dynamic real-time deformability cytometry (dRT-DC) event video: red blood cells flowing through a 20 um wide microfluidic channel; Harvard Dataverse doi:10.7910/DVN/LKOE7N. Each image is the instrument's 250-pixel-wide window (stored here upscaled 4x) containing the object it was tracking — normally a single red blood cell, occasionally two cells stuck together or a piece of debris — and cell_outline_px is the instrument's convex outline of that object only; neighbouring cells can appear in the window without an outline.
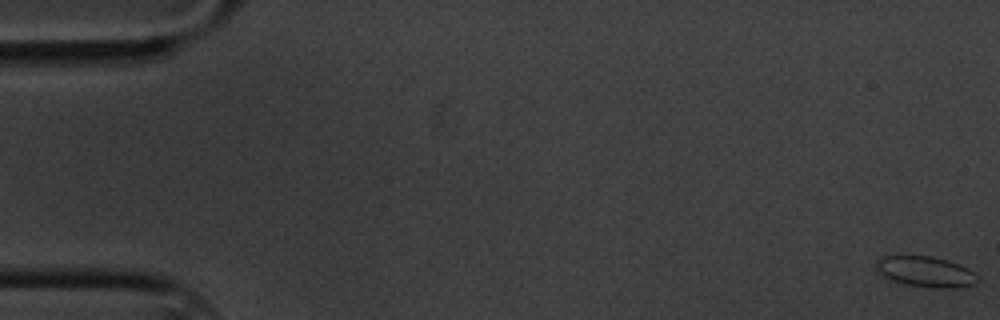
{"species": "common noctule bat (a hibernating species)", "species_latin": "Nyctalus noctula", "temperature_condition": "cold", "stored_images_in_passage": 61, "camera_frame_rate_fps": 3000, "um_per_image_px": 0.085, "animal": {"sex": "male", "body_mass_g": 20.1, "forearm_length_mm": 53.5}, "frame": {"image": 1, "passage_image": 1, "time_ms": 0.0, "image_size_px": [1000, 320], "cell_outline_px": [[980, 280], [976, 284], [952, 288], [940, 288], [908, 284], [892, 280], [880, 276], [876, 268], [876, 260], [880, 256], [932, 256], [968, 268], [980, 276]], "centroid_in_image_um": [78.67, 23.09], "position_along_channel_um": 6.3, "area_um2": 18.03}}
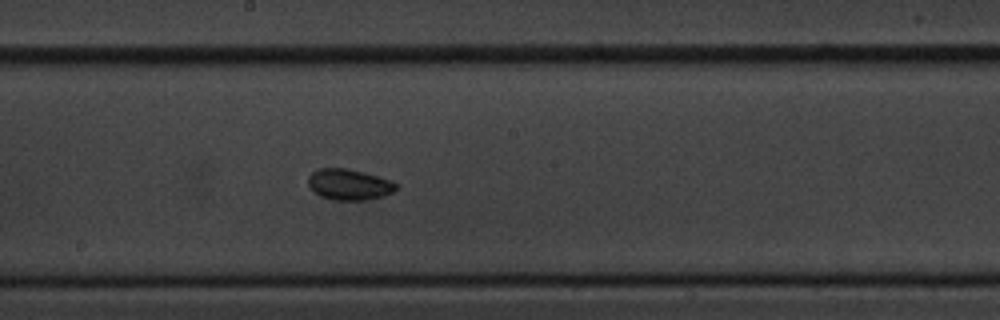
{"frame": {"image": 2, "passage_image": 33, "time_ms": 10.667, "image_size_px": [1000, 320], "cell_outline_px": [[400, 188], [384, 196], [364, 200], [332, 200], [320, 196], [308, 188], [308, 176], [316, 168], [348, 168], [392, 180], [400, 184]], "centroid_in_image_um": [29.68, 15.68], "position_along_channel_um": 218.5, "area_um2": 16.24}}
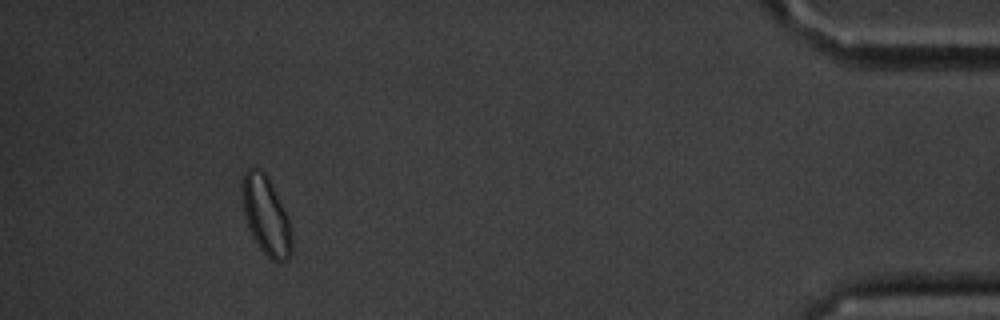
{"frame": {"image": 3, "passage_image": 56, "time_ms": 18.333, "image_size_px": [1000, 320], "cell_outline_px": [[292, 256], [288, 260], [276, 264], [260, 248], [252, 236], [244, 216], [244, 172], [248, 168], [256, 168], [264, 172], [268, 176], [288, 216], [292, 228]], "centroid_in_image_um": [22.68, 18.4], "position_along_channel_um": 412.5, "area_um2": 22.6}, "authors_computed_cell_mechanics": {"area_um2": 16.1262, "velocity_mm_per_s": 3.3299, "shape_relaxation_time_tau1_ms": 3.0323, "shape_relaxation_time_tau2_ms": 7.242, "deformation_change_tau1": 0.0413, "deformation_change_tau2": 0.0946}}